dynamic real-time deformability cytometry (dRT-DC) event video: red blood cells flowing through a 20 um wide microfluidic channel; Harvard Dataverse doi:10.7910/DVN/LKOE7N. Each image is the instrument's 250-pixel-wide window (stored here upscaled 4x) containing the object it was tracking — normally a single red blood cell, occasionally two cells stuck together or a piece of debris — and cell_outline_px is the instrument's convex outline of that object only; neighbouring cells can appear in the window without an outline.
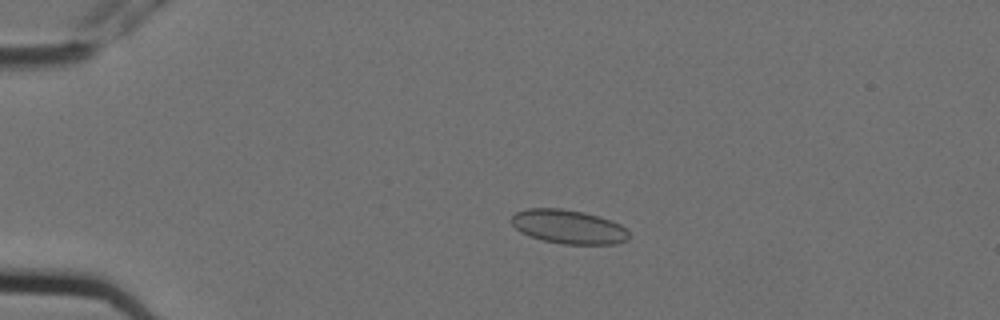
{"species": "Egyptian fruit bat (a non-hibernating species)", "species_latin": "Rousettus aegyptiacus", "temperature_condition": "cold", "stored_images_in_passage": 6, "camera_frame_rate_fps": 3000, "um_per_image_px": 0.085, "animal": {"sex": "female"}, "frame": {"image": 1, "passage_image": 2, "time_ms": 0.333, "image_size_px": [1000, 320], "cell_outline_px": [[628, 240], [616, 244], [564, 244], [544, 240], [528, 236], [520, 232], [512, 224], [512, 216], [516, 212], [528, 208], [560, 208], [584, 212], [620, 224], [628, 232]], "centroid_in_image_um": [48.3, 19.28], "position_along_channel_um": 36.7, "area_um2": 23.06}}
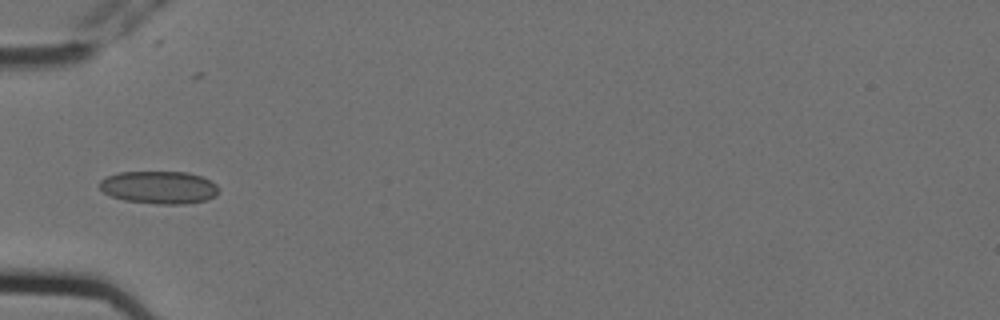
{"frame": {"image": 2, "passage_image": 4, "time_ms": 1.0, "image_size_px": [1000, 320], "cell_outline_px": [[216, 196], [208, 200], [184, 204], [156, 204], [124, 200], [112, 196], [104, 192], [96, 184], [100, 180], [108, 176], [120, 172], [188, 172], [200, 176], [216, 184]], "centroid_in_image_um": [13.49, 15.93], "position_along_channel_um": 71.5, "area_um2": 22.66}}